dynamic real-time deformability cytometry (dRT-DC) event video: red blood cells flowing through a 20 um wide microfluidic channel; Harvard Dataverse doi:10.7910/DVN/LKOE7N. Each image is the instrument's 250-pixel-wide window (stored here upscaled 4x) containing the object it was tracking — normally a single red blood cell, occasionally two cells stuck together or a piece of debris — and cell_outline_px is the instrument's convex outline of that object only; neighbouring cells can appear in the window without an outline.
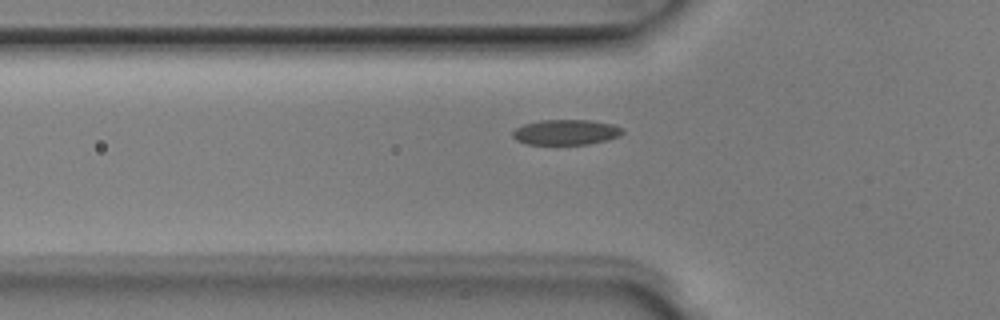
{"species": "Egyptian fruit bat (a non-hibernating species)", "species_latin": "Rousettus aegyptiacus", "temperature_condition": "room temperature", "stored_images_in_passage": 6, "segment_of_instrument_passage": [2, 2], "camera_frame_rate_fps": 3000, "um_per_image_px": 0.085, "animal": {"sex": "male"}, "frame": {"image": 1, "passage_image": 6, "time_ms": 1.667, "image_size_px": [1000, 320], "cell_outline_px": [[624, 132], [620, 136], [608, 140], [588, 144], [528, 144], [516, 140], [512, 136], [512, 132], [516, 128], [524, 124], [540, 120], [588, 120], [612, 124], [624, 128]], "centroid_in_image_um": [48.13, 11.23], "position_along_channel_um": 77.7, "area_um2": 16.24}}